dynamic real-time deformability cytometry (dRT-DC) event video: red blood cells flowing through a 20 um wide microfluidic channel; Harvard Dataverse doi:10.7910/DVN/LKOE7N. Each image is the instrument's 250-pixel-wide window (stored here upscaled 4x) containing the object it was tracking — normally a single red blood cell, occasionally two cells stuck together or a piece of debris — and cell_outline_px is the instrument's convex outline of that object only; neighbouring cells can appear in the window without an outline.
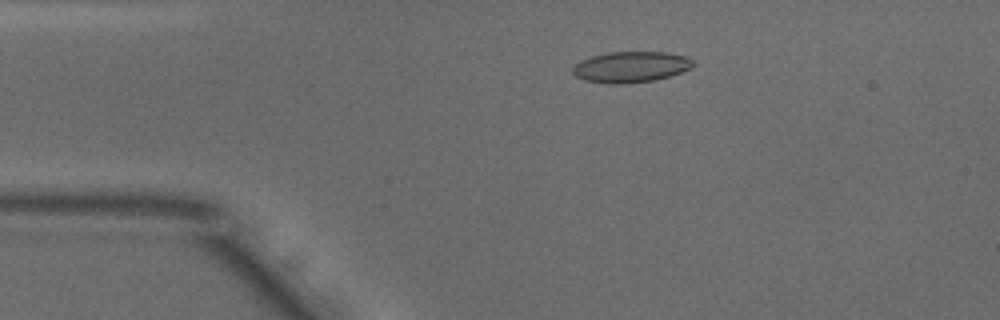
{"species": "common noctule bat (a hibernating species)", "species_latin": "Nyctalus noctula", "temperature_condition": "warm", "stored_images_in_passage": 42, "camera_frame_rate_fps": 3000, "um_per_image_px": 0.085, "animal": {"sex": "male", "body_mass_g": 18.8}, "frame": {"image": 1, "passage_image": 10, "time_ms": 3.0, "image_size_px": [1000, 320], "cell_outline_px": [[692, 68], [656, 80], [628, 84], [608, 84], [584, 80], [576, 76], [572, 72], [572, 68], [580, 60], [592, 56], [608, 52], [664, 52], [684, 56], [692, 60]], "centroid_in_image_um": [53.58, 5.7], "position_along_channel_um": 31.4, "area_um2": 21.68}}
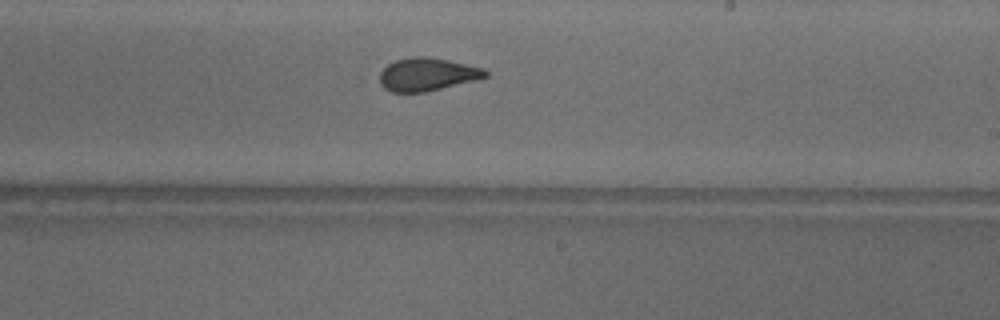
{"frame": {"image": 2, "passage_image": 30, "time_ms": 9.667, "image_size_px": [1000, 320], "cell_outline_px": [[488, 76], [480, 80], [424, 92], [392, 92], [384, 88], [380, 84], [380, 72], [388, 64], [396, 60], [416, 56], [424, 56], [448, 60], [484, 68], [488, 72]], "centroid_in_image_um": [36.35, 6.33], "position_along_channel_um": 252.7, "area_um2": 20.4}}
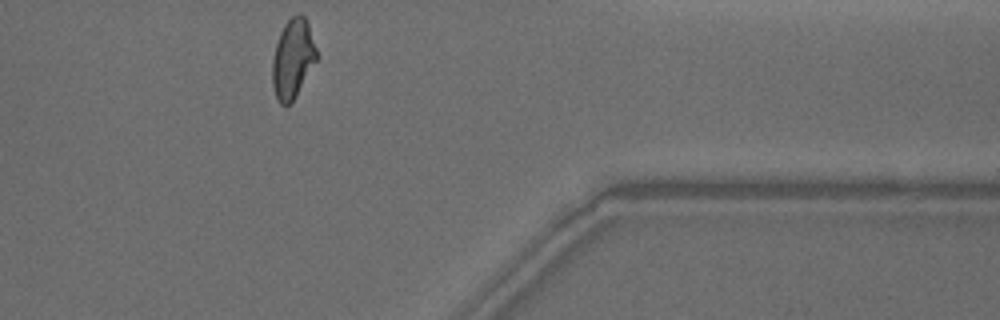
{"frame": {"image": 3, "passage_image": 42, "time_ms": 13.667, "image_size_px": [1000, 320], "cell_outline_px": [[320, 56], [296, 96], [288, 104], [280, 104], [276, 100], [272, 84], [272, 60], [276, 44], [280, 32], [284, 24], [292, 16], [300, 12], [304, 16], [308, 24]], "centroid_in_image_um": [24.91, 4.98], "position_along_channel_um": 386.5, "area_um2": 20.75}, "authors_computed_cell_mechanics": {"area_um2": 20.8369, "velocity_mm_per_s": 3.878, "shape_relaxation_time_tau1_ms": 6.0425, "shape_relaxation_time_tau2_ms": 1.2326, "deformation_change_tau1": 0.1779, "deformation_change_tau2": 0.0725}}